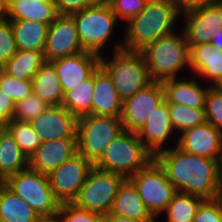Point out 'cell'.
Returning a JSON list of instances; mask_svg holds the SVG:
<instances>
[{
    "instance_id": "1",
    "label": "cell",
    "mask_w": 222,
    "mask_h": 222,
    "mask_svg": "<svg viewBox=\"0 0 222 222\" xmlns=\"http://www.w3.org/2000/svg\"><path fill=\"white\" fill-rule=\"evenodd\" d=\"M154 159L176 191L203 199L215 198L222 183V160L196 156L177 146L158 152Z\"/></svg>"
},
{
    "instance_id": "2",
    "label": "cell",
    "mask_w": 222,
    "mask_h": 222,
    "mask_svg": "<svg viewBox=\"0 0 222 222\" xmlns=\"http://www.w3.org/2000/svg\"><path fill=\"white\" fill-rule=\"evenodd\" d=\"M180 17L172 0L148 1L136 17L123 24V49L140 52L160 37L178 30Z\"/></svg>"
},
{
    "instance_id": "3",
    "label": "cell",
    "mask_w": 222,
    "mask_h": 222,
    "mask_svg": "<svg viewBox=\"0 0 222 222\" xmlns=\"http://www.w3.org/2000/svg\"><path fill=\"white\" fill-rule=\"evenodd\" d=\"M70 16L75 21L78 37L84 51L102 57L107 54L106 48L109 49L107 52L123 49V38L118 40V37H114L115 33H118L117 29H120L118 27L123 25H120L119 20L105 0H100L98 3ZM111 41L113 43L112 49L108 47Z\"/></svg>"
},
{
    "instance_id": "4",
    "label": "cell",
    "mask_w": 222,
    "mask_h": 222,
    "mask_svg": "<svg viewBox=\"0 0 222 222\" xmlns=\"http://www.w3.org/2000/svg\"><path fill=\"white\" fill-rule=\"evenodd\" d=\"M180 29L160 37L140 51L152 81L184 77L182 72L186 74L187 70L191 74L190 48Z\"/></svg>"
},
{
    "instance_id": "5",
    "label": "cell",
    "mask_w": 222,
    "mask_h": 222,
    "mask_svg": "<svg viewBox=\"0 0 222 222\" xmlns=\"http://www.w3.org/2000/svg\"><path fill=\"white\" fill-rule=\"evenodd\" d=\"M154 159L137 133L123 130L106 148L95 167L122 175H135Z\"/></svg>"
},
{
    "instance_id": "6",
    "label": "cell",
    "mask_w": 222,
    "mask_h": 222,
    "mask_svg": "<svg viewBox=\"0 0 222 222\" xmlns=\"http://www.w3.org/2000/svg\"><path fill=\"white\" fill-rule=\"evenodd\" d=\"M109 55L100 57V66L111 77L123 101L152 82L141 52L122 49Z\"/></svg>"
},
{
    "instance_id": "7",
    "label": "cell",
    "mask_w": 222,
    "mask_h": 222,
    "mask_svg": "<svg viewBox=\"0 0 222 222\" xmlns=\"http://www.w3.org/2000/svg\"><path fill=\"white\" fill-rule=\"evenodd\" d=\"M2 183L42 219L56 218L61 203L51 190L48 175L28 167L7 177Z\"/></svg>"
},
{
    "instance_id": "8",
    "label": "cell",
    "mask_w": 222,
    "mask_h": 222,
    "mask_svg": "<svg viewBox=\"0 0 222 222\" xmlns=\"http://www.w3.org/2000/svg\"><path fill=\"white\" fill-rule=\"evenodd\" d=\"M122 131L121 118L94 114L80 117L77 120V152L94 165Z\"/></svg>"
},
{
    "instance_id": "9",
    "label": "cell",
    "mask_w": 222,
    "mask_h": 222,
    "mask_svg": "<svg viewBox=\"0 0 222 222\" xmlns=\"http://www.w3.org/2000/svg\"><path fill=\"white\" fill-rule=\"evenodd\" d=\"M128 179L135 185L146 209L156 220L177 192L168 180L165 170L155 159Z\"/></svg>"
},
{
    "instance_id": "10",
    "label": "cell",
    "mask_w": 222,
    "mask_h": 222,
    "mask_svg": "<svg viewBox=\"0 0 222 222\" xmlns=\"http://www.w3.org/2000/svg\"><path fill=\"white\" fill-rule=\"evenodd\" d=\"M124 179L122 175L93 166L72 203L81 209L107 215Z\"/></svg>"
},
{
    "instance_id": "11",
    "label": "cell",
    "mask_w": 222,
    "mask_h": 222,
    "mask_svg": "<svg viewBox=\"0 0 222 222\" xmlns=\"http://www.w3.org/2000/svg\"><path fill=\"white\" fill-rule=\"evenodd\" d=\"M164 100L165 90L160 81H152L125 99L121 115L123 130L137 133Z\"/></svg>"
},
{
    "instance_id": "12",
    "label": "cell",
    "mask_w": 222,
    "mask_h": 222,
    "mask_svg": "<svg viewBox=\"0 0 222 222\" xmlns=\"http://www.w3.org/2000/svg\"><path fill=\"white\" fill-rule=\"evenodd\" d=\"M93 166L77 152L48 175L51 190L60 203L74 201Z\"/></svg>"
},
{
    "instance_id": "13",
    "label": "cell",
    "mask_w": 222,
    "mask_h": 222,
    "mask_svg": "<svg viewBox=\"0 0 222 222\" xmlns=\"http://www.w3.org/2000/svg\"><path fill=\"white\" fill-rule=\"evenodd\" d=\"M182 31L189 48L193 45L210 43L222 30V1L217 0L181 15Z\"/></svg>"
},
{
    "instance_id": "14",
    "label": "cell",
    "mask_w": 222,
    "mask_h": 222,
    "mask_svg": "<svg viewBox=\"0 0 222 222\" xmlns=\"http://www.w3.org/2000/svg\"><path fill=\"white\" fill-rule=\"evenodd\" d=\"M75 21L70 15H59L51 24L44 48V59L52 62L83 52Z\"/></svg>"
},
{
    "instance_id": "15",
    "label": "cell",
    "mask_w": 222,
    "mask_h": 222,
    "mask_svg": "<svg viewBox=\"0 0 222 222\" xmlns=\"http://www.w3.org/2000/svg\"><path fill=\"white\" fill-rule=\"evenodd\" d=\"M176 146L196 156L222 160V131L205 122L182 131Z\"/></svg>"
},
{
    "instance_id": "16",
    "label": "cell",
    "mask_w": 222,
    "mask_h": 222,
    "mask_svg": "<svg viewBox=\"0 0 222 222\" xmlns=\"http://www.w3.org/2000/svg\"><path fill=\"white\" fill-rule=\"evenodd\" d=\"M137 135L153 156L162 150L176 146L178 135L172 127L166 100L155 109Z\"/></svg>"
},
{
    "instance_id": "17",
    "label": "cell",
    "mask_w": 222,
    "mask_h": 222,
    "mask_svg": "<svg viewBox=\"0 0 222 222\" xmlns=\"http://www.w3.org/2000/svg\"><path fill=\"white\" fill-rule=\"evenodd\" d=\"M77 118L61 105L50 106L30 122L42 142L61 138H77Z\"/></svg>"
},
{
    "instance_id": "18",
    "label": "cell",
    "mask_w": 222,
    "mask_h": 222,
    "mask_svg": "<svg viewBox=\"0 0 222 222\" xmlns=\"http://www.w3.org/2000/svg\"><path fill=\"white\" fill-rule=\"evenodd\" d=\"M60 79L63 92L76 88L100 65V57L90 52H80L51 62Z\"/></svg>"
},
{
    "instance_id": "19",
    "label": "cell",
    "mask_w": 222,
    "mask_h": 222,
    "mask_svg": "<svg viewBox=\"0 0 222 222\" xmlns=\"http://www.w3.org/2000/svg\"><path fill=\"white\" fill-rule=\"evenodd\" d=\"M204 83L192 74L166 79L162 81L165 100L167 103H175L192 109L205 108L206 94L210 86Z\"/></svg>"
},
{
    "instance_id": "20",
    "label": "cell",
    "mask_w": 222,
    "mask_h": 222,
    "mask_svg": "<svg viewBox=\"0 0 222 222\" xmlns=\"http://www.w3.org/2000/svg\"><path fill=\"white\" fill-rule=\"evenodd\" d=\"M77 153V138L44 141L29 159V167L49 175L67 159Z\"/></svg>"
},
{
    "instance_id": "21",
    "label": "cell",
    "mask_w": 222,
    "mask_h": 222,
    "mask_svg": "<svg viewBox=\"0 0 222 222\" xmlns=\"http://www.w3.org/2000/svg\"><path fill=\"white\" fill-rule=\"evenodd\" d=\"M190 69L206 85L216 86L222 80V51L211 43L191 46Z\"/></svg>"
},
{
    "instance_id": "22",
    "label": "cell",
    "mask_w": 222,
    "mask_h": 222,
    "mask_svg": "<svg viewBox=\"0 0 222 222\" xmlns=\"http://www.w3.org/2000/svg\"><path fill=\"white\" fill-rule=\"evenodd\" d=\"M123 100L115 89L111 77L99 65L94 71L92 114L121 118Z\"/></svg>"
},
{
    "instance_id": "23",
    "label": "cell",
    "mask_w": 222,
    "mask_h": 222,
    "mask_svg": "<svg viewBox=\"0 0 222 222\" xmlns=\"http://www.w3.org/2000/svg\"><path fill=\"white\" fill-rule=\"evenodd\" d=\"M109 214L136 220H156L146 209L135 185L128 178L119 185Z\"/></svg>"
},
{
    "instance_id": "24",
    "label": "cell",
    "mask_w": 222,
    "mask_h": 222,
    "mask_svg": "<svg viewBox=\"0 0 222 222\" xmlns=\"http://www.w3.org/2000/svg\"><path fill=\"white\" fill-rule=\"evenodd\" d=\"M59 16L55 3L40 0H7L8 20L36 21L51 24Z\"/></svg>"
},
{
    "instance_id": "25",
    "label": "cell",
    "mask_w": 222,
    "mask_h": 222,
    "mask_svg": "<svg viewBox=\"0 0 222 222\" xmlns=\"http://www.w3.org/2000/svg\"><path fill=\"white\" fill-rule=\"evenodd\" d=\"M32 92L50 106L61 105L64 92L51 62H45L33 76Z\"/></svg>"
},
{
    "instance_id": "26",
    "label": "cell",
    "mask_w": 222,
    "mask_h": 222,
    "mask_svg": "<svg viewBox=\"0 0 222 222\" xmlns=\"http://www.w3.org/2000/svg\"><path fill=\"white\" fill-rule=\"evenodd\" d=\"M11 25L18 50L44 51L50 24L11 20Z\"/></svg>"
},
{
    "instance_id": "27",
    "label": "cell",
    "mask_w": 222,
    "mask_h": 222,
    "mask_svg": "<svg viewBox=\"0 0 222 222\" xmlns=\"http://www.w3.org/2000/svg\"><path fill=\"white\" fill-rule=\"evenodd\" d=\"M29 167V159L21 151L10 133L0 130V182Z\"/></svg>"
},
{
    "instance_id": "28",
    "label": "cell",
    "mask_w": 222,
    "mask_h": 222,
    "mask_svg": "<svg viewBox=\"0 0 222 222\" xmlns=\"http://www.w3.org/2000/svg\"><path fill=\"white\" fill-rule=\"evenodd\" d=\"M42 218L25 201L0 182V222H40Z\"/></svg>"
},
{
    "instance_id": "29",
    "label": "cell",
    "mask_w": 222,
    "mask_h": 222,
    "mask_svg": "<svg viewBox=\"0 0 222 222\" xmlns=\"http://www.w3.org/2000/svg\"><path fill=\"white\" fill-rule=\"evenodd\" d=\"M94 95V72L76 88L64 92L61 106L66 108L77 119L92 114Z\"/></svg>"
},
{
    "instance_id": "30",
    "label": "cell",
    "mask_w": 222,
    "mask_h": 222,
    "mask_svg": "<svg viewBox=\"0 0 222 222\" xmlns=\"http://www.w3.org/2000/svg\"><path fill=\"white\" fill-rule=\"evenodd\" d=\"M45 62L44 53L41 51L17 50L4 65L5 73L20 80H32Z\"/></svg>"
},
{
    "instance_id": "31",
    "label": "cell",
    "mask_w": 222,
    "mask_h": 222,
    "mask_svg": "<svg viewBox=\"0 0 222 222\" xmlns=\"http://www.w3.org/2000/svg\"><path fill=\"white\" fill-rule=\"evenodd\" d=\"M204 199L177 191L166 210L160 215L162 222H193L197 208ZM164 218V220L162 219Z\"/></svg>"
},
{
    "instance_id": "32",
    "label": "cell",
    "mask_w": 222,
    "mask_h": 222,
    "mask_svg": "<svg viewBox=\"0 0 222 222\" xmlns=\"http://www.w3.org/2000/svg\"><path fill=\"white\" fill-rule=\"evenodd\" d=\"M4 128L10 133L28 159L42 143L40 136L30 122L11 120Z\"/></svg>"
},
{
    "instance_id": "33",
    "label": "cell",
    "mask_w": 222,
    "mask_h": 222,
    "mask_svg": "<svg viewBox=\"0 0 222 222\" xmlns=\"http://www.w3.org/2000/svg\"><path fill=\"white\" fill-rule=\"evenodd\" d=\"M168 108L170 121L177 135L206 122L204 108L192 109L175 103H168Z\"/></svg>"
},
{
    "instance_id": "34",
    "label": "cell",
    "mask_w": 222,
    "mask_h": 222,
    "mask_svg": "<svg viewBox=\"0 0 222 222\" xmlns=\"http://www.w3.org/2000/svg\"><path fill=\"white\" fill-rule=\"evenodd\" d=\"M50 105L42 101L33 92L25 99L16 102L12 120L21 122H32L45 112Z\"/></svg>"
},
{
    "instance_id": "35",
    "label": "cell",
    "mask_w": 222,
    "mask_h": 222,
    "mask_svg": "<svg viewBox=\"0 0 222 222\" xmlns=\"http://www.w3.org/2000/svg\"><path fill=\"white\" fill-rule=\"evenodd\" d=\"M206 122L222 131V91L216 86H210L205 99Z\"/></svg>"
},
{
    "instance_id": "36",
    "label": "cell",
    "mask_w": 222,
    "mask_h": 222,
    "mask_svg": "<svg viewBox=\"0 0 222 222\" xmlns=\"http://www.w3.org/2000/svg\"><path fill=\"white\" fill-rule=\"evenodd\" d=\"M120 23L136 17L147 5V0H105ZM122 21V22H121ZM124 21V22H123Z\"/></svg>"
},
{
    "instance_id": "37",
    "label": "cell",
    "mask_w": 222,
    "mask_h": 222,
    "mask_svg": "<svg viewBox=\"0 0 222 222\" xmlns=\"http://www.w3.org/2000/svg\"><path fill=\"white\" fill-rule=\"evenodd\" d=\"M102 217L96 212L81 209L73 203H61L56 215L59 222H99Z\"/></svg>"
},
{
    "instance_id": "38",
    "label": "cell",
    "mask_w": 222,
    "mask_h": 222,
    "mask_svg": "<svg viewBox=\"0 0 222 222\" xmlns=\"http://www.w3.org/2000/svg\"><path fill=\"white\" fill-rule=\"evenodd\" d=\"M0 89L16 103L32 93V80H20L4 73Z\"/></svg>"
},
{
    "instance_id": "39",
    "label": "cell",
    "mask_w": 222,
    "mask_h": 222,
    "mask_svg": "<svg viewBox=\"0 0 222 222\" xmlns=\"http://www.w3.org/2000/svg\"><path fill=\"white\" fill-rule=\"evenodd\" d=\"M11 20L0 21V65H5L17 52Z\"/></svg>"
},
{
    "instance_id": "40",
    "label": "cell",
    "mask_w": 222,
    "mask_h": 222,
    "mask_svg": "<svg viewBox=\"0 0 222 222\" xmlns=\"http://www.w3.org/2000/svg\"><path fill=\"white\" fill-rule=\"evenodd\" d=\"M193 222H222V213L215 199H204L200 203Z\"/></svg>"
},
{
    "instance_id": "41",
    "label": "cell",
    "mask_w": 222,
    "mask_h": 222,
    "mask_svg": "<svg viewBox=\"0 0 222 222\" xmlns=\"http://www.w3.org/2000/svg\"><path fill=\"white\" fill-rule=\"evenodd\" d=\"M99 1L100 0H55V5L59 15H71Z\"/></svg>"
},
{
    "instance_id": "42",
    "label": "cell",
    "mask_w": 222,
    "mask_h": 222,
    "mask_svg": "<svg viewBox=\"0 0 222 222\" xmlns=\"http://www.w3.org/2000/svg\"><path fill=\"white\" fill-rule=\"evenodd\" d=\"M16 103L0 89V124L5 127L11 120Z\"/></svg>"
},
{
    "instance_id": "43",
    "label": "cell",
    "mask_w": 222,
    "mask_h": 222,
    "mask_svg": "<svg viewBox=\"0 0 222 222\" xmlns=\"http://www.w3.org/2000/svg\"><path fill=\"white\" fill-rule=\"evenodd\" d=\"M215 1L217 0H172L180 15Z\"/></svg>"
},
{
    "instance_id": "44",
    "label": "cell",
    "mask_w": 222,
    "mask_h": 222,
    "mask_svg": "<svg viewBox=\"0 0 222 222\" xmlns=\"http://www.w3.org/2000/svg\"><path fill=\"white\" fill-rule=\"evenodd\" d=\"M108 222H156L157 220H136L116 214H107L103 216Z\"/></svg>"
},
{
    "instance_id": "45",
    "label": "cell",
    "mask_w": 222,
    "mask_h": 222,
    "mask_svg": "<svg viewBox=\"0 0 222 222\" xmlns=\"http://www.w3.org/2000/svg\"><path fill=\"white\" fill-rule=\"evenodd\" d=\"M215 48H217L218 50L222 51V30L219 31V33H217L215 35L214 38H212L211 42H210Z\"/></svg>"
},
{
    "instance_id": "46",
    "label": "cell",
    "mask_w": 222,
    "mask_h": 222,
    "mask_svg": "<svg viewBox=\"0 0 222 222\" xmlns=\"http://www.w3.org/2000/svg\"><path fill=\"white\" fill-rule=\"evenodd\" d=\"M7 16V0H0V21L6 19Z\"/></svg>"
},
{
    "instance_id": "47",
    "label": "cell",
    "mask_w": 222,
    "mask_h": 222,
    "mask_svg": "<svg viewBox=\"0 0 222 222\" xmlns=\"http://www.w3.org/2000/svg\"><path fill=\"white\" fill-rule=\"evenodd\" d=\"M214 199L218 203V205L220 207V210H221V213H222V183H221Z\"/></svg>"
},
{
    "instance_id": "48",
    "label": "cell",
    "mask_w": 222,
    "mask_h": 222,
    "mask_svg": "<svg viewBox=\"0 0 222 222\" xmlns=\"http://www.w3.org/2000/svg\"><path fill=\"white\" fill-rule=\"evenodd\" d=\"M40 222H59L56 218L42 219Z\"/></svg>"
},
{
    "instance_id": "49",
    "label": "cell",
    "mask_w": 222,
    "mask_h": 222,
    "mask_svg": "<svg viewBox=\"0 0 222 222\" xmlns=\"http://www.w3.org/2000/svg\"><path fill=\"white\" fill-rule=\"evenodd\" d=\"M5 73V68L3 65H0V82H1V79H2V76L4 75Z\"/></svg>"
},
{
    "instance_id": "50",
    "label": "cell",
    "mask_w": 222,
    "mask_h": 222,
    "mask_svg": "<svg viewBox=\"0 0 222 222\" xmlns=\"http://www.w3.org/2000/svg\"><path fill=\"white\" fill-rule=\"evenodd\" d=\"M43 3H55V0H40Z\"/></svg>"
},
{
    "instance_id": "51",
    "label": "cell",
    "mask_w": 222,
    "mask_h": 222,
    "mask_svg": "<svg viewBox=\"0 0 222 222\" xmlns=\"http://www.w3.org/2000/svg\"><path fill=\"white\" fill-rule=\"evenodd\" d=\"M216 87L222 91V80L216 85Z\"/></svg>"
},
{
    "instance_id": "52",
    "label": "cell",
    "mask_w": 222,
    "mask_h": 222,
    "mask_svg": "<svg viewBox=\"0 0 222 222\" xmlns=\"http://www.w3.org/2000/svg\"><path fill=\"white\" fill-rule=\"evenodd\" d=\"M99 222H108V221L104 217H102Z\"/></svg>"
}]
</instances>
